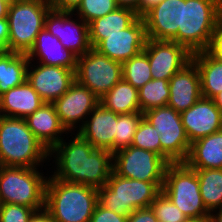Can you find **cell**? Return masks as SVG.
<instances>
[{
  "label": "cell",
  "mask_w": 222,
  "mask_h": 222,
  "mask_svg": "<svg viewBox=\"0 0 222 222\" xmlns=\"http://www.w3.org/2000/svg\"><path fill=\"white\" fill-rule=\"evenodd\" d=\"M131 145L144 150L153 151L161 156L159 132L144 117L137 127Z\"/></svg>",
  "instance_id": "obj_34"
},
{
  "label": "cell",
  "mask_w": 222,
  "mask_h": 222,
  "mask_svg": "<svg viewBox=\"0 0 222 222\" xmlns=\"http://www.w3.org/2000/svg\"><path fill=\"white\" fill-rule=\"evenodd\" d=\"M217 211L218 213H216ZM208 218H209V222H222V208L210 212Z\"/></svg>",
  "instance_id": "obj_46"
},
{
  "label": "cell",
  "mask_w": 222,
  "mask_h": 222,
  "mask_svg": "<svg viewBox=\"0 0 222 222\" xmlns=\"http://www.w3.org/2000/svg\"><path fill=\"white\" fill-rule=\"evenodd\" d=\"M180 115L190 143L222 130V112L213 99L202 96Z\"/></svg>",
  "instance_id": "obj_17"
},
{
  "label": "cell",
  "mask_w": 222,
  "mask_h": 222,
  "mask_svg": "<svg viewBox=\"0 0 222 222\" xmlns=\"http://www.w3.org/2000/svg\"><path fill=\"white\" fill-rule=\"evenodd\" d=\"M37 169L0 166V204L44 209L48 177Z\"/></svg>",
  "instance_id": "obj_6"
},
{
  "label": "cell",
  "mask_w": 222,
  "mask_h": 222,
  "mask_svg": "<svg viewBox=\"0 0 222 222\" xmlns=\"http://www.w3.org/2000/svg\"><path fill=\"white\" fill-rule=\"evenodd\" d=\"M127 218L97 203L89 222H127Z\"/></svg>",
  "instance_id": "obj_37"
},
{
  "label": "cell",
  "mask_w": 222,
  "mask_h": 222,
  "mask_svg": "<svg viewBox=\"0 0 222 222\" xmlns=\"http://www.w3.org/2000/svg\"><path fill=\"white\" fill-rule=\"evenodd\" d=\"M45 101L26 80L0 96V115L25 119L40 108Z\"/></svg>",
  "instance_id": "obj_22"
},
{
  "label": "cell",
  "mask_w": 222,
  "mask_h": 222,
  "mask_svg": "<svg viewBox=\"0 0 222 222\" xmlns=\"http://www.w3.org/2000/svg\"><path fill=\"white\" fill-rule=\"evenodd\" d=\"M127 222H157V217L151 207L140 208L128 216Z\"/></svg>",
  "instance_id": "obj_38"
},
{
  "label": "cell",
  "mask_w": 222,
  "mask_h": 222,
  "mask_svg": "<svg viewBox=\"0 0 222 222\" xmlns=\"http://www.w3.org/2000/svg\"><path fill=\"white\" fill-rule=\"evenodd\" d=\"M183 222H209L208 217L186 218Z\"/></svg>",
  "instance_id": "obj_48"
},
{
  "label": "cell",
  "mask_w": 222,
  "mask_h": 222,
  "mask_svg": "<svg viewBox=\"0 0 222 222\" xmlns=\"http://www.w3.org/2000/svg\"><path fill=\"white\" fill-rule=\"evenodd\" d=\"M51 6L47 0H12L8 9L9 52L28 54L45 26Z\"/></svg>",
  "instance_id": "obj_7"
},
{
  "label": "cell",
  "mask_w": 222,
  "mask_h": 222,
  "mask_svg": "<svg viewBox=\"0 0 222 222\" xmlns=\"http://www.w3.org/2000/svg\"><path fill=\"white\" fill-rule=\"evenodd\" d=\"M9 26L7 18L0 19V54L9 52L8 50Z\"/></svg>",
  "instance_id": "obj_40"
},
{
  "label": "cell",
  "mask_w": 222,
  "mask_h": 222,
  "mask_svg": "<svg viewBox=\"0 0 222 222\" xmlns=\"http://www.w3.org/2000/svg\"><path fill=\"white\" fill-rule=\"evenodd\" d=\"M184 163L191 169H222V130L193 141Z\"/></svg>",
  "instance_id": "obj_24"
},
{
  "label": "cell",
  "mask_w": 222,
  "mask_h": 222,
  "mask_svg": "<svg viewBox=\"0 0 222 222\" xmlns=\"http://www.w3.org/2000/svg\"><path fill=\"white\" fill-rule=\"evenodd\" d=\"M150 71V63L144 50L122 63L123 80L137 89L152 80Z\"/></svg>",
  "instance_id": "obj_31"
},
{
  "label": "cell",
  "mask_w": 222,
  "mask_h": 222,
  "mask_svg": "<svg viewBox=\"0 0 222 222\" xmlns=\"http://www.w3.org/2000/svg\"><path fill=\"white\" fill-rule=\"evenodd\" d=\"M162 192L187 218L209 217L200 194L195 170L185 163H171L165 171Z\"/></svg>",
  "instance_id": "obj_8"
},
{
  "label": "cell",
  "mask_w": 222,
  "mask_h": 222,
  "mask_svg": "<svg viewBox=\"0 0 222 222\" xmlns=\"http://www.w3.org/2000/svg\"><path fill=\"white\" fill-rule=\"evenodd\" d=\"M143 117L159 132L161 157L169 164L184 163L191 143L187 138L180 113L167 105L147 110Z\"/></svg>",
  "instance_id": "obj_9"
},
{
  "label": "cell",
  "mask_w": 222,
  "mask_h": 222,
  "mask_svg": "<svg viewBox=\"0 0 222 222\" xmlns=\"http://www.w3.org/2000/svg\"><path fill=\"white\" fill-rule=\"evenodd\" d=\"M162 1L163 0H141L139 5V17H143L149 10Z\"/></svg>",
  "instance_id": "obj_43"
},
{
  "label": "cell",
  "mask_w": 222,
  "mask_h": 222,
  "mask_svg": "<svg viewBox=\"0 0 222 222\" xmlns=\"http://www.w3.org/2000/svg\"><path fill=\"white\" fill-rule=\"evenodd\" d=\"M144 51L152 79L170 78L191 61L192 54L182 45L168 40H146Z\"/></svg>",
  "instance_id": "obj_14"
},
{
  "label": "cell",
  "mask_w": 222,
  "mask_h": 222,
  "mask_svg": "<svg viewBox=\"0 0 222 222\" xmlns=\"http://www.w3.org/2000/svg\"><path fill=\"white\" fill-rule=\"evenodd\" d=\"M34 212L28 206L0 204V222H28Z\"/></svg>",
  "instance_id": "obj_36"
},
{
  "label": "cell",
  "mask_w": 222,
  "mask_h": 222,
  "mask_svg": "<svg viewBox=\"0 0 222 222\" xmlns=\"http://www.w3.org/2000/svg\"><path fill=\"white\" fill-rule=\"evenodd\" d=\"M157 220L164 222H183L187 217L173 202L161 192L151 204Z\"/></svg>",
  "instance_id": "obj_35"
},
{
  "label": "cell",
  "mask_w": 222,
  "mask_h": 222,
  "mask_svg": "<svg viewBox=\"0 0 222 222\" xmlns=\"http://www.w3.org/2000/svg\"><path fill=\"white\" fill-rule=\"evenodd\" d=\"M147 40L145 21L138 17L129 27L106 35L94 49L108 58L123 63L144 50Z\"/></svg>",
  "instance_id": "obj_15"
},
{
  "label": "cell",
  "mask_w": 222,
  "mask_h": 222,
  "mask_svg": "<svg viewBox=\"0 0 222 222\" xmlns=\"http://www.w3.org/2000/svg\"><path fill=\"white\" fill-rule=\"evenodd\" d=\"M199 179L200 194L209 212L222 208V169H193Z\"/></svg>",
  "instance_id": "obj_29"
},
{
  "label": "cell",
  "mask_w": 222,
  "mask_h": 222,
  "mask_svg": "<svg viewBox=\"0 0 222 222\" xmlns=\"http://www.w3.org/2000/svg\"><path fill=\"white\" fill-rule=\"evenodd\" d=\"M25 120L28 128L49 151L63 139V133H68L61 125L53 103L45 102Z\"/></svg>",
  "instance_id": "obj_23"
},
{
  "label": "cell",
  "mask_w": 222,
  "mask_h": 222,
  "mask_svg": "<svg viewBox=\"0 0 222 222\" xmlns=\"http://www.w3.org/2000/svg\"><path fill=\"white\" fill-rule=\"evenodd\" d=\"M122 78V63L91 48L78 57L75 80L86 86L99 99Z\"/></svg>",
  "instance_id": "obj_10"
},
{
  "label": "cell",
  "mask_w": 222,
  "mask_h": 222,
  "mask_svg": "<svg viewBox=\"0 0 222 222\" xmlns=\"http://www.w3.org/2000/svg\"><path fill=\"white\" fill-rule=\"evenodd\" d=\"M11 1L12 0H0V19L7 18Z\"/></svg>",
  "instance_id": "obj_45"
},
{
  "label": "cell",
  "mask_w": 222,
  "mask_h": 222,
  "mask_svg": "<svg viewBox=\"0 0 222 222\" xmlns=\"http://www.w3.org/2000/svg\"><path fill=\"white\" fill-rule=\"evenodd\" d=\"M220 3H221V13H222V0H220Z\"/></svg>",
  "instance_id": "obj_49"
},
{
  "label": "cell",
  "mask_w": 222,
  "mask_h": 222,
  "mask_svg": "<svg viewBox=\"0 0 222 222\" xmlns=\"http://www.w3.org/2000/svg\"><path fill=\"white\" fill-rule=\"evenodd\" d=\"M169 163L153 151L134 146L113 153V172L124 178L164 182Z\"/></svg>",
  "instance_id": "obj_11"
},
{
  "label": "cell",
  "mask_w": 222,
  "mask_h": 222,
  "mask_svg": "<svg viewBox=\"0 0 222 222\" xmlns=\"http://www.w3.org/2000/svg\"><path fill=\"white\" fill-rule=\"evenodd\" d=\"M191 60L200 74L202 96L213 99L222 91V60L211 50L194 53Z\"/></svg>",
  "instance_id": "obj_25"
},
{
  "label": "cell",
  "mask_w": 222,
  "mask_h": 222,
  "mask_svg": "<svg viewBox=\"0 0 222 222\" xmlns=\"http://www.w3.org/2000/svg\"><path fill=\"white\" fill-rule=\"evenodd\" d=\"M74 136L69 142L63 138L50 150V157L54 155L57 169L52 176L96 189L103 187L113 171V153L94 148L78 133Z\"/></svg>",
  "instance_id": "obj_1"
},
{
  "label": "cell",
  "mask_w": 222,
  "mask_h": 222,
  "mask_svg": "<svg viewBox=\"0 0 222 222\" xmlns=\"http://www.w3.org/2000/svg\"><path fill=\"white\" fill-rule=\"evenodd\" d=\"M210 50L222 60V19L218 23L213 45Z\"/></svg>",
  "instance_id": "obj_41"
},
{
  "label": "cell",
  "mask_w": 222,
  "mask_h": 222,
  "mask_svg": "<svg viewBox=\"0 0 222 222\" xmlns=\"http://www.w3.org/2000/svg\"><path fill=\"white\" fill-rule=\"evenodd\" d=\"M99 103V98L76 80L60 98L53 102L61 125L68 133L75 130L78 123V129H80L85 122L84 119L88 118ZM80 121L82 125H80Z\"/></svg>",
  "instance_id": "obj_13"
},
{
  "label": "cell",
  "mask_w": 222,
  "mask_h": 222,
  "mask_svg": "<svg viewBox=\"0 0 222 222\" xmlns=\"http://www.w3.org/2000/svg\"><path fill=\"white\" fill-rule=\"evenodd\" d=\"M27 54L7 52L0 54V96L27 80Z\"/></svg>",
  "instance_id": "obj_27"
},
{
  "label": "cell",
  "mask_w": 222,
  "mask_h": 222,
  "mask_svg": "<svg viewBox=\"0 0 222 222\" xmlns=\"http://www.w3.org/2000/svg\"><path fill=\"white\" fill-rule=\"evenodd\" d=\"M49 152L25 119L0 115V166L36 168L49 159Z\"/></svg>",
  "instance_id": "obj_3"
},
{
  "label": "cell",
  "mask_w": 222,
  "mask_h": 222,
  "mask_svg": "<svg viewBox=\"0 0 222 222\" xmlns=\"http://www.w3.org/2000/svg\"><path fill=\"white\" fill-rule=\"evenodd\" d=\"M163 182H147L124 178L113 171L106 185L97 189L98 203L121 216L151 206L162 192Z\"/></svg>",
  "instance_id": "obj_5"
},
{
  "label": "cell",
  "mask_w": 222,
  "mask_h": 222,
  "mask_svg": "<svg viewBox=\"0 0 222 222\" xmlns=\"http://www.w3.org/2000/svg\"><path fill=\"white\" fill-rule=\"evenodd\" d=\"M215 105L220 109L222 112V91L219 92L214 98H213Z\"/></svg>",
  "instance_id": "obj_47"
},
{
  "label": "cell",
  "mask_w": 222,
  "mask_h": 222,
  "mask_svg": "<svg viewBox=\"0 0 222 222\" xmlns=\"http://www.w3.org/2000/svg\"><path fill=\"white\" fill-rule=\"evenodd\" d=\"M73 15L76 13L50 9L45 17L44 27L59 39L65 49L79 57L89 51L92 46L89 40L88 24L81 18H77V22L74 21L71 17Z\"/></svg>",
  "instance_id": "obj_12"
},
{
  "label": "cell",
  "mask_w": 222,
  "mask_h": 222,
  "mask_svg": "<svg viewBox=\"0 0 222 222\" xmlns=\"http://www.w3.org/2000/svg\"><path fill=\"white\" fill-rule=\"evenodd\" d=\"M170 96L169 80L152 79L138 89L140 112L167 106Z\"/></svg>",
  "instance_id": "obj_30"
},
{
  "label": "cell",
  "mask_w": 222,
  "mask_h": 222,
  "mask_svg": "<svg viewBox=\"0 0 222 222\" xmlns=\"http://www.w3.org/2000/svg\"><path fill=\"white\" fill-rule=\"evenodd\" d=\"M221 19L220 0H182V29L171 41L191 54L210 50Z\"/></svg>",
  "instance_id": "obj_4"
},
{
  "label": "cell",
  "mask_w": 222,
  "mask_h": 222,
  "mask_svg": "<svg viewBox=\"0 0 222 222\" xmlns=\"http://www.w3.org/2000/svg\"><path fill=\"white\" fill-rule=\"evenodd\" d=\"M48 3L53 10L74 12L81 3V0H49Z\"/></svg>",
  "instance_id": "obj_39"
},
{
  "label": "cell",
  "mask_w": 222,
  "mask_h": 222,
  "mask_svg": "<svg viewBox=\"0 0 222 222\" xmlns=\"http://www.w3.org/2000/svg\"><path fill=\"white\" fill-rule=\"evenodd\" d=\"M143 118L142 112L118 114L115 135V152L131 146L137 127Z\"/></svg>",
  "instance_id": "obj_32"
},
{
  "label": "cell",
  "mask_w": 222,
  "mask_h": 222,
  "mask_svg": "<svg viewBox=\"0 0 222 222\" xmlns=\"http://www.w3.org/2000/svg\"><path fill=\"white\" fill-rule=\"evenodd\" d=\"M169 89L167 105L179 113L193 106L202 97L200 74L192 60L170 78Z\"/></svg>",
  "instance_id": "obj_20"
},
{
  "label": "cell",
  "mask_w": 222,
  "mask_h": 222,
  "mask_svg": "<svg viewBox=\"0 0 222 222\" xmlns=\"http://www.w3.org/2000/svg\"><path fill=\"white\" fill-rule=\"evenodd\" d=\"M28 222H53L50 213L44 208L35 211Z\"/></svg>",
  "instance_id": "obj_42"
},
{
  "label": "cell",
  "mask_w": 222,
  "mask_h": 222,
  "mask_svg": "<svg viewBox=\"0 0 222 222\" xmlns=\"http://www.w3.org/2000/svg\"><path fill=\"white\" fill-rule=\"evenodd\" d=\"M116 3L118 7L131 9L139 16V5L141 0H116Z\"/></svg>",
  "instance_id": "obj_44"
},
{
  "label": "cell",
  "mask_w": 222,
  "mask_h": 222,
  "mask_svg": "<svg viewBox=\"0 0 222 222\" xmlns=\"http://www.w3.org/2000/svg\"><path fill=\"white\" fill-rule=\"evenodd\" d=\"M89 115L88 118H90L85 120L77 133L94 148L115 153L118 114L104 108L99 103Z\"/></svg>",
  "instance_id": "obj_19"
},
{
  "label": "cell",
  "mask_w": 222,
  "mask_h": 222,
  "mask_svg": "<svg viewBox=\"0 0 222 222\" xmlns=\"http://www.w3.org/2000/svg\"><path fill=\"white\" fill-rule=\"evenodd\" d=\"M30 64L31 61L27 68V81L46 103L60 98L75 81V71L72 69Z\"/></svg>",
  "instance_id": "obj_16"
},
{
  "label": "cell",
  "mask_w": 222,
  "mask_h": 222,
  "mask_svg": "<svg viewBox=\"0 0 222 222\" xmlns=\"http://www.w3.org/2000/svg\"><path fill=\"white\" fill-rule=\"evenodd\" d=\"M27 56L29 61L32 62L38 58L40 64L65 67L74 71L78 61V56L65 49L59 39L53 36L45 27L37 35L35 44Z\"/></svg>",
  "instance_id": "obj_21"
},
{
  "label": "cell",
  "mask_w": 222,
  "mask_h": 222,
  "mask_svg": "<svg viewBox=\"0 0 222 222\" xmlns=\"http://www.w3.org/2000/svg\"><path fill=\"white\" fill-rule=\"evenodd\" d=\"M143 19L148 39L171 41L182 29V0H163Z\"/></svg>",
  "instance_id": "obj_18"
},
{
  "label": "cell",
  "mask_w": 222,
  "mask_h": 222,
  "mask_svg": "<svg viewBox=\"0 0 222 222\" xmlns=\"http://www.w3.org/2000/svg\"><path fill=\"white\" fill-rule=\"evenodd\" d=\"M100 104L116 114L140 112L138 89L123 79L100 99Z\"/></svg>",
  "instance_id": "obj_28"
},
{
  "label": "cell",
  "mask_w": 222,
  "mask_h": 222,
  "mask_svg": "<svg viewBox=\"0 0 222 222\" xmlns=\"http://www.w3.org/2000/svg\"><path fill=\"white\" fill-rule=\"evenodd\" d=\"M138 14L128 8L118 7L109 14L97 18L88 24L89 40L92 48H95L106 35L118 33L129 27L137 18Z\"/></svg>",
  "instance_id": "obj_26"
},
{
  "label": "cell",
  "mask_w": 222,
  "mask_h": 222,
  "mask_svg": "<svg viewBox=\"0 0 222 222\" xmlns=\"http://www.w3.org/2000/svg\"><path fill=\"white\" fill-rule=\"evenodd\" d=\"M116 0H81V3L74 11L78 18L89 24L93 20L103 17L116 10Z\"/></svg>",
  "instance_id": "obj_33"
},
{
  "label": "cell",
  "mask_w": 222,
  "mask_h": 222,
  "mask_svg": "<svg viewBox=\"0 0 222 222\" xmlns=\"http://www.w3.org/2000/svg\"><path fill=\"white\" fill-rule=\"evenodd\" d=\"M98 203L96 188L49 176L45 209L53 222H89Z\"/></svg>",
  "instance_id": "obj_2"
}]
</instances>
